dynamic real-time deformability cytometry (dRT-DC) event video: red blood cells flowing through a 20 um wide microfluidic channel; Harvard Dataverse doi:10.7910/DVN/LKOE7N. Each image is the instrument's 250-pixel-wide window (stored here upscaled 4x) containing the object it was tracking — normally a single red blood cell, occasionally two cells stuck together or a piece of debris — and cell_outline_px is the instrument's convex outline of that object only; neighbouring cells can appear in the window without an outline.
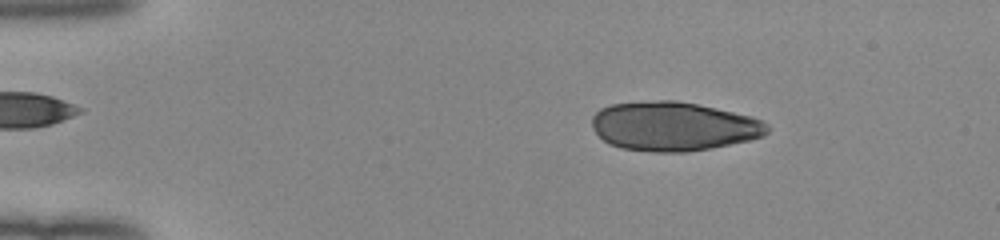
{"species": "human", "species_latin": "Homo sapiens", "temperature_condition": "room temperature", "stored_images_in_passage": 50, "camera_frame_rate_fps": 3000, "um_per_image_px": 0.085, "donor": {"sex": "female"}, "frame": {"image": 1, "passage_image": 8, "time_ms": 2.333, "image_size_px": [1000, 240], "cell_outline_px": [[768, 132], [764, 136], [748, 140], [712, 148], [688, 152], [652, 152], [620, 148], [608, 144], [592, 128], [592, 116], [600, 108], [612, 104], [660, 100], [676, 100], [696, 104], [752, 116], [764, 120], [768, 124]], "centroid_in_image_um": [57.25, 10.74], "position_along_channel_um": 27.8, "area_um2": 50.29}}
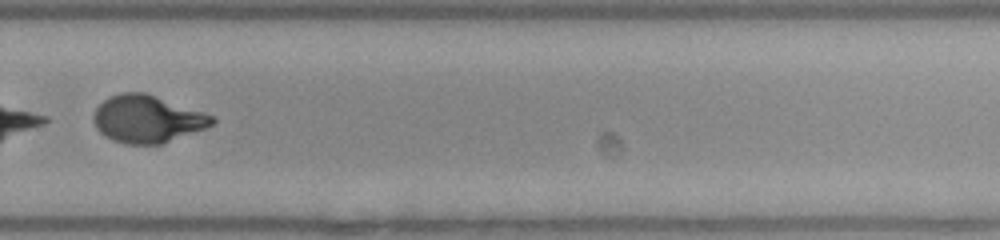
{"frame": {"image": 2, "passage_image": 36, "time_ms": 11.667, "image_size_px": [1000, 240], "cell_outline_px": [[216, 120], [212, 124], [204, 128], [160, 144], [124, 144], [112, 140], [104, 136], [96, 128], [92, 120], [92, 116], [96, 108], [108, 96], [124, 92], [144, 92], [216, 116]], "centroid_in_image_um": [12.48, 10.11], "position_along_channel_um": 317.3, "area_um2": 32.66}, "authors_computed_cell_mechanics": {"area_um2": 48.9566, "velocity_mm_per_s": 4.0326, "shape_relaxation_time_tau1_ms": 1.4159, "shape_relaxation_time_tau2_ms": null, "deformation_change_tau1": 0.3216, "deformation_change_tau2": null}}